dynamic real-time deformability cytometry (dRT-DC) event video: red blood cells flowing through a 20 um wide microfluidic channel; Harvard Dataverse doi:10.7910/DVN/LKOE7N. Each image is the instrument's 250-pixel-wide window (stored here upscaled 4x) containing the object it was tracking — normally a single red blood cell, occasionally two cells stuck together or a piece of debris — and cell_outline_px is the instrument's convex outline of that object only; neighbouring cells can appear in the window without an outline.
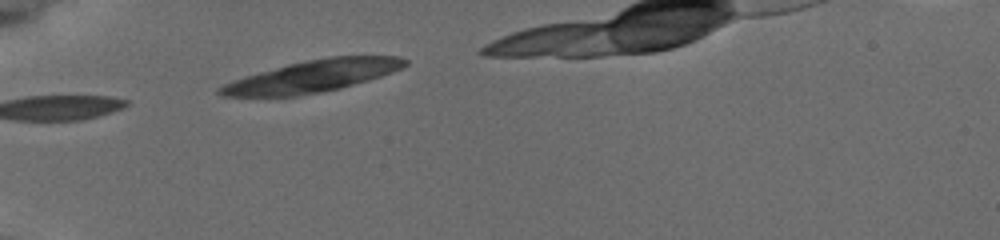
{"species": "common noctule bat (a hibernating species)", "species_latin": "Nyctalus noctula", "temperature_condition": "cold", "stored_images_in_passage": 10, "camera_frame_rate_fps": 3000, "um_per_image_px": 0.085, "animal": {"sex": "female", "body_mass_g": 19.5, "forearm_length_mm": 54.1}, "frame": {"image": 1, "passage_image": 1, "time_ms": 0.0, "image_size_px": [1000, 240], "cell_outline_px": [[408, 64], [400, 68], [380, 76], [340, 88], [300, 96], [220, 96], [216, 92], [216, 88], [232, 80], [244, 76], [288, 64], [328, 56], [396, 56], [408, 60]], "centroid_in_image_um": [26.5, 6.48], "position_along_channel_um": 58.5, "area_um2": 34.1}}